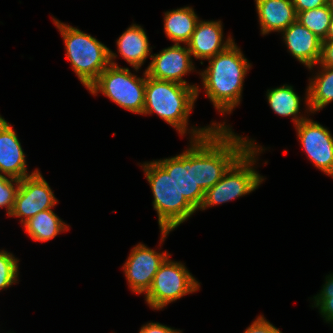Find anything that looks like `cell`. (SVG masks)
Returning a JSON list of instances; mask_svg holds the SVG:
<instances>
[{
    "label": "cell",
    "mask_w": 333,
    "mask_h": 333,
    "mask_svg": "<svg viewBox=\"0 0 333 333\" xmlns=\"http://www.w3.org/2000/svg\"><path fill=\"white\" fill-rule=\"evenodd\" d=\"M208 60L209 66L200 73L206 95L223 115L231 113L240 104L244 78L251 64L234 41Z\"/></svg>",
    "instance_id": "cell-1"
},
{
    "label": "cell",
    "mask_w": 333,
    "mask_h": 333,
    "mask_svg": "<svg viewBox=\"0 0 333 333\" xmlns=\"http://www.w3.org/2000/svg\"><path fill=\"white\" fill-rule=\"evenodd\" d=\"M249 148H256L254 141L234 134L230 127L213 128L195 139L196 175L201 189L205 192L213 187Z\"/></svg>",
    "instance_id": "cell-2"
},
{
    "label": "cell",
    "mask_w": 333,
    "mask_h": 333,
    "mask_svg": "<svg viewBox=\"0 0 333 333\" xmlns=\"http://www.w3.org/2000/svg\"><path fill=\"white\" fill-rule=\"evenodd\" d=\"M198 93L199 86L157 80L147 75L142 114L156 113L183 136L187 133L188 117Z\"/></svg>",
    "instance_id": "cell-3"
},
{
    "label": "cell",
    "mask_w": 333,
    "mask_h": 333,
    "mask_svg": "<svg viewBox=\"0 0 333 333\" xmlns=\"http://www.w3.org/2000/svg\"><path fill=\"white\" fill-rule=\"evenodd\" d=\"M141 167L153 193V207L158 215L161 240L164 241L170 231L185 222L196 209L180 194L173 177L157 160L146 162Z\"/></svg>",
    "instance_id": "cell-4"
},
{
    "label": "cell",
    "mask_w": 333,
    "mask_h": 333,
    "mask_svg": "<svg viewBox=\"0 0 333 333\" xmlns=\"http://www.w3.org/2000/svg\"><path fill=\"white\" fill-rule=\"evenodd\" d=\"M53 21L65 42L66 58L70 61L80 82L88 88L110 65V49L78 28L55 18Z\"/></svg>",
    "instance_id": "cell-5"
},
{
    "label": "cell",
    "mask_w": 333,
    "mask_h": 333,
    "mask_svg": "<svg viewBox=\"0 0 333 333\" xmlns=\"http://www.w3.org/2000/svg\"><path fill=\"white\" fill-rule=\"evenodd\" d=\"M117 55L109 50L110 65L87 88L92 95L101 92L120 107L136 114H142L145 104V87L147 72L144 78L132 74L129 68L119 67L114 62Z\"/></svg>",
    "instance_id": "cell-6"
},
{
    "label": "cell",
    "mask_w": 333,
    "mask_h": 333,
    "mask_svg": "<svg viewBox=\"0 0 333 333\" xmlns=\"http://www.w3.org/2000/svg\"><path fill=\"white\" fill-rule=\"evenodd\" d=\"M263 148H249L213 187L204 192L200 209L229 202L257 189L264 178L252 167ZM256 155V156H255Z\"/></svg>",
    "instance_id": "cell-7"
},
{
    "label": "cell",
    "mask_w": 333,
    "mask_h": 333,
    "mask_svg": "<svg viewBox=\"0 0 333 333\" xmlns=\"http://www.w3.org/2000/svg\"><path fill=\"white\" fill-rule=\"evenodd\" d=\"M221 123H212L213 126L204 128L190 129L191 146L171 158L158 160L157 162L167 171L169 176H172L177 189L186 200L198 210L204 198V191L197 183L196 166H195V139L206 136L213 128H229L228 125ZM193 136V137H192Z\"/></svg>",
    "instance_id": "cell-8"
},
{
    "label": "cell",
    "mask_w": 333,
    "mask_h": 333,
    "mask_svg": "<svg viewBox=\"0 0 333 333\" xmlns=\"http://www.w3.org/2000/svg\"><path fill=\"white\" fill-rule=\"evenodd\" d=\"M169 257L159 267L150 289L145 294L147 304L154 310H160L200 288V284L185 265L171 261Z\"/></svg>",
    "instance_id": "cell-9"
},
{
    "label": "cell",
    "mask_w": 333,
    "mask_h": 333,
    "mask_svg": "<svg viewBox=\"0 0 333 333\" xmlns=\"http://www.w3.org/2000/svg\"><path fill=\"white\" fill-rule=\"evenodd\" d=\"M57 202L49 184L37 170L20 180L14 208L9 216L21 217L20 222L24 224L40 211L52 209Z\"/></svg>",
    "instance_id": "cell-10"
},
{
    "label": "cell",
    "mask_w": 333,
    "mask_h": 333,
    "mask_svg": "<svg viewBox=\"0 0 333 333\" xmlns=\"http://www.w3.org/2000/svg\"><path fill=\"white\" fill-rule=\"evenodd\" d=\"M168 256L167 251L158 253L141 243L131 249L123 270L132 292L146 294L159 267Z\"/></svg>",
    "instance_id": "cell-11"
},
{
    "label": "cell",
    "mask_w": 333,
    "mask_h": 333,
    "mask_svg": "<svg viewBox=\"0 0 333 333\" xmlns=\"http://www.w3.org/2000/svg\"><path fill=\"white\" fill-rule=\"evenodd\" d=\"M300 144L315 167L333 177V137L330 131L310 118L296 125Z\"/></svg>",
    "instance_id": "cell-12"
},
{
    "label": "cell",
    "mask_w": 333,
    "mask_h": 333,
    "mask_svg": "<svg viewBox=\"0 0 333 333\" xmlns=\"http://www.w3.org/2000/svg\"><path fill=\"white\" fill-rule=\"evenodd\" d=\"M191 56L187 46L174 44L158 54L150 55L152 61L146 69L147 75L157 80L189 85L182 76L195 69Z\"/></svg>",
    "instance_id": "cell-13"
},
{
    "label": "cell",
    "mask_w": 333,
    "mask_h": 333,
    "mask_svg": "<svg viewBox=\"0 0 333 333\" xmlns=\"http://www.w3.org/2000/svg\"><path fill=\"white\" fill-rule=\"evenodd\" d=\"M282 33L290 54L300 63L310 70L319 63L322 40L308 28L296 20Z\"/></svg>",
    "instance_id": "cell-14"
},
{
    "label": "cell",
    "mask_w": 333,
    "mask_h": 333,
    "mask_svg": "<svg viewBox=\"0 0 333 333\" xmlns=\"http://www.w3.org/2000/svg\"><path fill=\"white\" fill-rule=\"evenodd\" d=\"M222 29L221 21L198 20L190 41L186 44L191 55L196 59L208 60L224 51L234 40L228 36L224 42Z\"/></svg>",
    "instance_id": "cell-15"
},
{
    "label": "cell",
    "mask_w": 333,
    "mask_h": 333,
    "mask_svg": "<svg viewBox=\"0 0 333 333\" xmlns=\"http://www.w3.org/2000/svg\"><path fill=\"white\" fill-rule=\"evenodd\" d=\"M25 157L15 130L5 120L0 125V175L21 180L34 174L38 169L28 174Z\"/></svg>",
    "instance_id": "cell-16"
},
{
    "label": "cell",
    "mask_w": 333,
    "mask_h": 333,
    "mask_svg": "<svg viewBox=\"0 0 333 333\" xmlns=\"http://www.w3.org/2000/svg\"><path fill=\"white\" fill-rule=\"evenodd\" d=\"M261 34L282 32L297 20L292 0H255Z\"/></svg>",
    "instance_id": "cell-17"
},
{
    "label": "cell",
    "mask_w": 333,
    "mask_h": 333,
    "mask_svg": "<svg viewBox=\"0 0 333 333\" xmlns=\"http://www.w3.org/2000/svg\"><path fill=\"white\" fill-rule=\"evenodd\" d=\"M116 44L118 52L126 62L135 68V71H138L151 53L146 32L136 24L127 28L117 39Z\"/></svg>",
    "instance_id": "cell-18"
},
{
    "label": "cell",
    "mask_w": 333,
    "mask_h": 333,
    "mask_svg": "<svg viewBox=\"0 0 333 333\" xmlns=\"http://www.w3.org/2000/svg\"><path fill=\"white\" fill-rule=\"evenodd\" d=\"M199 18L192 7H183L165 12L164 30L175 44H187L195 30Z\"/></svg>",
    "instance_id": "cell-19"
},
{
    "label": "cell",
    "mask_w": 333,
    "mask_h": 333,
    "mask_svg": "<svg viewBox=\"0 0 333 333\" xmlns=\"http://www.w3.org/2000/svg\"><path fill=\"white\" fill-rule=\"evenodd\" d=\"M322 71L310 79L306 100L307 109L314 113L333 101V66H321Z\"/></svg>",
    "instance_id": "cell-20"
},
{
    "label": "cell",
    "mask_w": 333,
    "mask_h": 333,
    "mask_svg": "<svg viewBox=\"0 0 333 333\" xmlns=\"http://www.w3.org/2000/svg\"><path fill=\"white\" fill-rule=\"evenodd\" d=\"M28 235L35 241H49L62 231H67L65 224L53 211L47 209L40 211L23 225Z\"/></svg>",
    "instance_id": "cell-21"
},
{
    "label": "cell",
    "mask_w": 333,
    "mask_h": 333,
    "mask_svg": "<svg viewBox=\"0 0 333 333\" xmlns=\"http://www.w3.org/2000/svg\"><path fill=\"white\" fill-rule=\"evenodd\" d=\"M271 109L280 116H292L295 126L306 117L298 116L300 113V97L294 92L292 86L283 85L266 92Z\"/></svg>",
    "instance_id": "cell-22"
},
{
    "label": "cell",
    "mask_w": 333,
    "mask_h": 333,
    "mask_svg": "<svg viewBox=\"0 0 333 333\" xmlns=\"http://www.w3.org/2000/svg\"><path fill=\"white\" fill-rule=\"evenodd\" d=\"M332 12L328 5L297 13V21L308 28L322 41L326 39Z\"/></svg>",
    "instance_id": "cell-23"
},
{
    "label": "cell",
    "mask_w": 333,
    "mask_h": 333,
    "mask_svg": "<svg viewBox=\"0 0 333 333\" xmlns=\"http://www.w3.org/2000/svg\"><path fill=\"white\" fill-rule=\"evenodd\" d=\"M19 259L5 250L0 251V290H3L18 280Z\"/></svg>",
    "instance_id": "cell-24"
},
{
    "label": "cell",
    "mask_w": 333,
    "mask_h": 333,
    "mask_svg": "<svg viewBox=\"0 0 333 333\" xmlns=\"http://www.w3.org/2000/svg\"><path fill=\"white\" fill-rule=\"evenodd\" d=\"M314 306L318 307L326 322L333 324V274L326 277V283L319 294L314 296Z\"/></svg>",
    "instance_id": "cell-25"
},
{
    "label": "cell",
    "mask_w": 333,
    "mask_h": 333,
    "mask_svg": "<svg viewBox=\"0 0 333 333\" xmlns=\"http://www.w3.org/2000/svg\"><path fill=\"white\" fill-rule=\"evenodd\" d=\"M19 184L20 179L0 175V208L5 207L8 216L13 211Z\"/></svg>",
    "instance_id": "cell-26"
},
{
    "label": "cell",
    "mask_w": 333,
    "mask_h": 333,
    "mask_svg": "<svg viewBox=\"0 0 333 333\" xmlns=\"http://www.w3.org/2000/svg\"><path fill=\"white\" fill-rule=\"evenodd\" d=\"M243 333H282L278 328L267 321L263 315L258 318Z\"/></svg>",
    "instance_id": "cell-27"
},
{
    "label": "cell",
    "mask_w": 333,
    "mask_h": 333,
    "mask_svg": "<svg viewBox=\"0 0 333 333\" xmlns=\"http://www.w3.org/2000/svg\"><path fill=\"white\" fill-rule=\"evenodd\" d=\"M296 12H303L327 5V0H292Z\"/></svg>",
    "instance_id": "cell-28"
},
{
    "label": "cell",
    "mask_w": 333,
    "mask_h": 333,
    "mask_svg": "<svg viewBox=\"0 0 333 333\" xmlns=\"http://www.w3.org/2000/svg\"><path fill=\"white\" fill-rule=\"evenodd\" d=\"M320 66H333V41H322Z\"/></svg>",
    "instance_id": "cell-29"
},
{
    "label": "cell",
    "mask_w": 333,
    "mask_h": 333,
    "mask_svg": "<svg viewBox=\"0 0 333 333\" xmlns=\"http://www.w3.org/2000/svg\"><path fill=\"white\" fill-rule=\"evenodd\" d=\"M180 330H175L171 327H168L166 325L160 324V323H147L146 325H143L139 331V333H181Z\"/></svg>",
    "instance_id": "cell-30"
},
{
    "label": "cell",
    "mask_w": 333,
    "mask_h": 333,
    "mask_svg": "<svg viewBox=\"0 0 333 333\" xmlns=\"http://www.w3.org/2000/svg\"><path fill=\"white\" fill-rule=\"evenodd\" d=\"M324 41H333V14L329 24L328 32L326 34V39Z\"/></svg>",
    "instance_id": "cell-31"
},
{
    "label": "cell",
    "mask_w": 333,
    "mask_h": 333,
    "mask_svg": "<svg viewBox=\"0 0 333 333\" xmlns=\"http://www.w3.org/2000/svg\"><path fill=\"white\" fill-rule=\"evenodd\" d=\"M327 5H328L329 10L333 14V0H327Z\"/></svg>",
    "instance_id": "cell-32"
},
{
    "label": "cell",
    "mask_w": 333,
    "mask_h": 333,
    "mask_svg": "<svg viewBox=\"0 0 333 333\" xmlns=\"http://www.w3.org/2000/svg\"><path fill=\"white\" fill-rule=\"evenodd\" d=\"M4 121H5V119H4L2 116H0V125H1Z\"/></svg>",
    "instance_id": "cell-33"
}]
</instances>
